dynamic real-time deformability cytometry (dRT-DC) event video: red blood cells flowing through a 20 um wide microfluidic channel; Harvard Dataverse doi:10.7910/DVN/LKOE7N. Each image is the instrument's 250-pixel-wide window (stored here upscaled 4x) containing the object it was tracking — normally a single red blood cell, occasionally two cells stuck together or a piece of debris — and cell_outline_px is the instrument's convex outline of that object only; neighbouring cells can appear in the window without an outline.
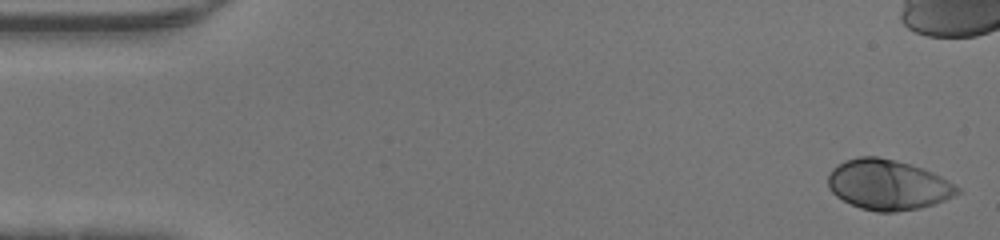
{"species": "human", "species_latin": "Homo sapiens", "temperature_condition": "warm", "stored_images_in_passage": 45, "camera_frame_rate_fps": 3000, "um_per_image_px": 0.085, "donor": {"sex": "male"}, "frame": {"image": 1, "passage_image": 1, "time_ms": 0.0, "image_size_px": [1000, 240], "cell_outline_px": [[960, 192], [944, 200], [920, 208], [896, 212], [876, 212], [860, 208], [836, 196], [828, 188], [828, 176], [832, 168], [836, 164], [844, 160], [860, 156], [876, 156], [896, 160], [932, 172], [940, 176], [960, 188]], "centroid_in_image_um": [75.43, 15.7], "position_along_channel_um": 9.6, "area_um2": 37.69}}
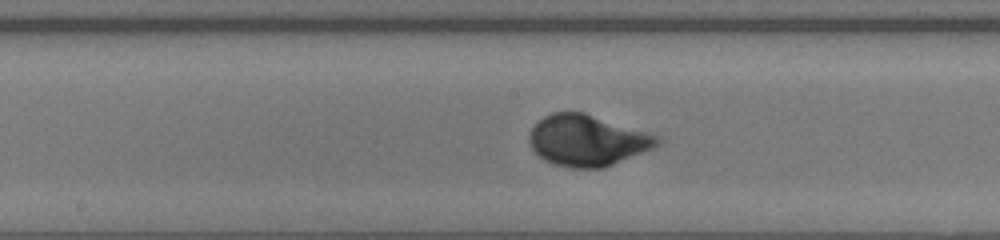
{"frame": {"image": 2, "passage_image": 23, "time_ms": 7.333, "image_size_px": [1000, 240], "cell_outline_px": [[664, 140], [660, 144], [652, 148], [604, 168], [572, 168], [552, 164], [544, 160], [532, 148], [528, 140], [528, 132], [544, 116], [552, 112], [584, 112], [660, 136]], "centroid_in_image_um": [49.92, 11.94], "position_along_channel_um": 198.3, "area_um2": 38.15}}
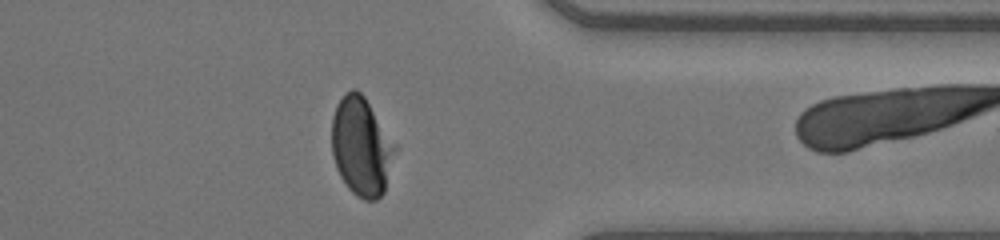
{"frame": {"image": 3, "passage_image": 36, "time_ms": 11.667, "image_size_px": [1000, 240], "cell_outline_px": [[396, 148], [384, 192], [376, 200], [364, 200], [356, 196], [348, 188], [340, 176], [336, 168], [332, 156], [332, 116], [336, 104], [344, 92], [352, 88], [356, 88], [364, 96], [396, 144]], "centroid_in_image_um": [30.69, 12.44], "position_along_channel_um": 380.7, "area_um2": 36.47}}